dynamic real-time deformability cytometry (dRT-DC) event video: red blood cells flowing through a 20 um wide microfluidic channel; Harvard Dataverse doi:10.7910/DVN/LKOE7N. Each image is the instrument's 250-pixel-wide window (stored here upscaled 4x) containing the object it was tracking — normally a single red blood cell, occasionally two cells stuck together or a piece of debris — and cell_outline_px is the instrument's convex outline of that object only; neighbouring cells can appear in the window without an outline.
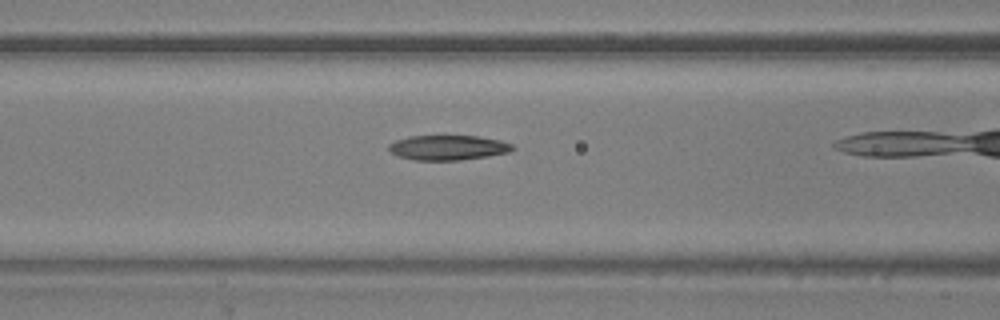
{"species": "common noctule bat (a hibernating species)", "species_latin": "Nyctalus noctula", "temperature_condition": "warm", "stored_images_in_passage": 40, "camera_frame_rate_fps": 3000, "um_per_image_px": 0.085, "animal": {"sex": "male", "body_mass_g": 20.5, "forearm_length_mm": 52.5}, "frame": {"image": 1, "passage_image": 19, "time_ms": 6.0, "image_size_px": [1000, 320], "cell_outline_px": [[516, 148], [508, 152], [488, 156], [460, 160], [412, 160], [396, 156], [388, 148], [388, 144], [396, 140], [408, 136], [476, 136], [500, 140], [512, 144]], "centroid_in_image_um": [38.06, 12.55], "position_along_channel_um": 128.5, "area_um2": 17.98}}
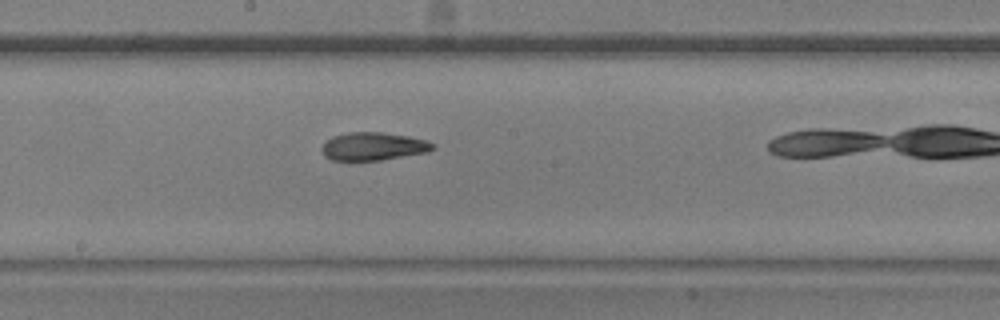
{"frame": {"image": 2, "passage_image": 26, "time_ms": 8.333, "image_size_px": [1000, 320], "cell_outline_px": [[436, 148], [428, 152], [380, 160], [332, 160], [324, 156], [320, 148], [332, 136], [348, 132], [380, 132], [408, 136], [428, 140], [436, 144]], "centroid_in_image_um": [31.76, 12.44], "position_along_channel_um": 216.4, "area_um2": 18.21}}
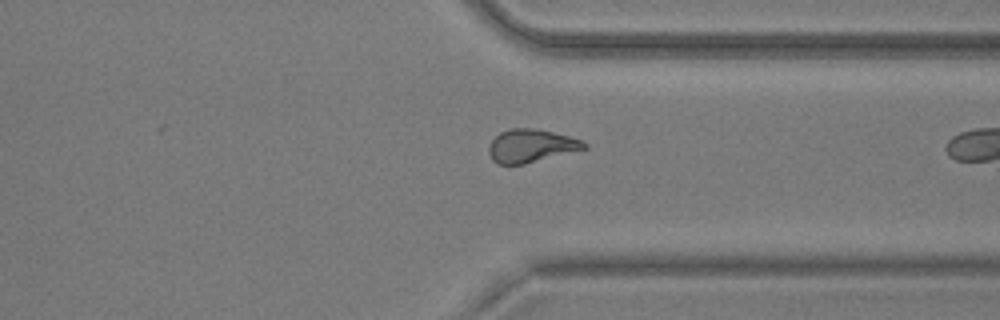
{"frame": {"image": 3, "passage_image": 38, "time_ms": 12.333, "image_size_px": [1000, 320], "cell_outline_px": [[588, 148], [524, 164], [496, 164], [492, 160], [488, 152], [488, 148], [492, 140], [500, 132], [508, 128], [536, 128], [568, 136], [580, 140], [588, 144]], "centroid_in_image_um": [45.11, 12.39], "position_along_channel_um": 366.3, "area_um2": 18.38}}